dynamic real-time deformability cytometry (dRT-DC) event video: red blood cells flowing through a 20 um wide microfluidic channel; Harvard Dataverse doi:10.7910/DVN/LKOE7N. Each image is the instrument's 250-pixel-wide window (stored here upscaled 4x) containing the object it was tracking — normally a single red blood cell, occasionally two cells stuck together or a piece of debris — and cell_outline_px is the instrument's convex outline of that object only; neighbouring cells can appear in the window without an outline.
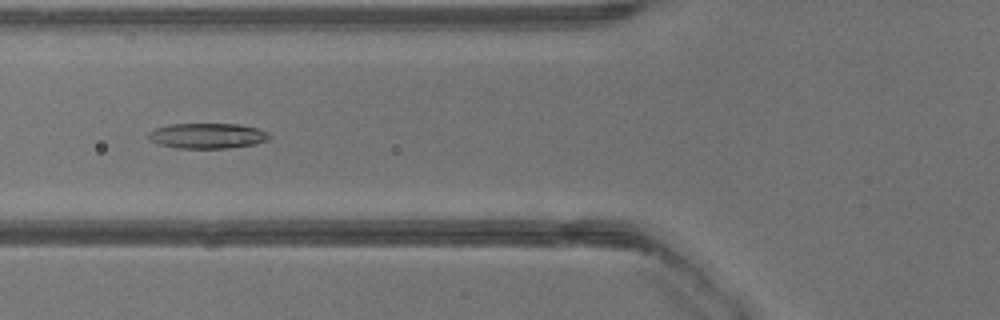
{"species": "common noctule bat (a hibernating species)", "species_latin": "Nyctalus noctula", "temperature_condition": "warm", "stored_images_in_passage": 40, "camera_frame_rate_fps": 3000, "um_per_image_px": 0.085, "animal": {"sex": "male", "body_mass_g": 13.3}, "frame": {"image": 1, "passage_image": 16, "time_ms": 5.0, "image_size_px": [1000, 320], "cell_outline_px": [[272, 136], [268, 140], [256, 144], [228, 148], [176, 148], [160, 144], [152, 140], [148, 136], [148, 132], [156, 128], [168, 124], [240, 124], [256, 128], [268, 132]], "centroid_in_image_um": [17.67, 11.54], "position_along_channel_um": 108.1, "area_um2": 17.86}}
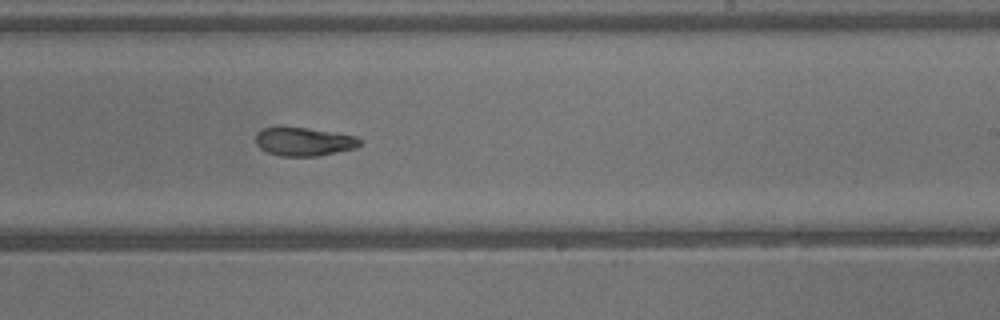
{"frame": {"image": 2, "passage_image": 25, "time_ms": 8.0, "image_size_px": [1000, 320], "cell_outline_px": [[364, 144], [356, 148], [316, 156], [280, 156], [268, 152], [260, 148], [256, 144], [256, 132], [264, 128], [308, 128], [356, 136]], "centroid_in_image_um": [25.85, 12.05], "position_along_channel_um": 263.1, "area_um2": 17.11}}
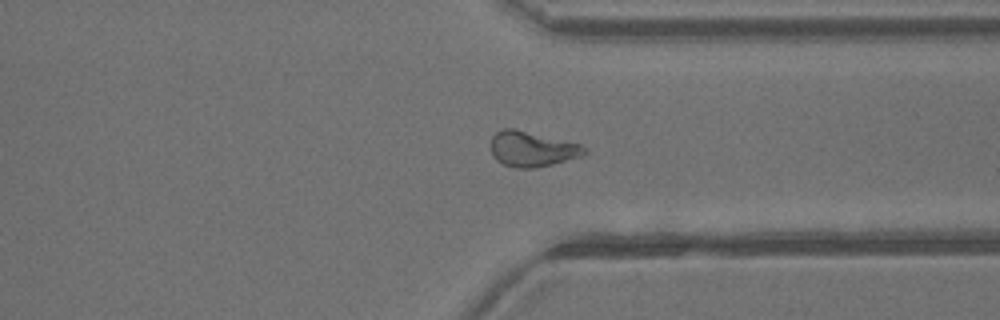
{"frame": {"image": 3, "passage_image": 31, "time_ms": 10.0, "image_size_px": [1000, 320], "cell_outline_px": [[588, 152], [584, 156], [536, 168], [516, 168], [504, 164], [496, 160], [492, 152], [492, 136], [500, 128], [512, 128], [564, 140], [580, 144], [588, 148]], "centroid_in_image_um": [45.26, 12.67], "position_along_channel_um": 366.1, "area_um2": 19.25}}